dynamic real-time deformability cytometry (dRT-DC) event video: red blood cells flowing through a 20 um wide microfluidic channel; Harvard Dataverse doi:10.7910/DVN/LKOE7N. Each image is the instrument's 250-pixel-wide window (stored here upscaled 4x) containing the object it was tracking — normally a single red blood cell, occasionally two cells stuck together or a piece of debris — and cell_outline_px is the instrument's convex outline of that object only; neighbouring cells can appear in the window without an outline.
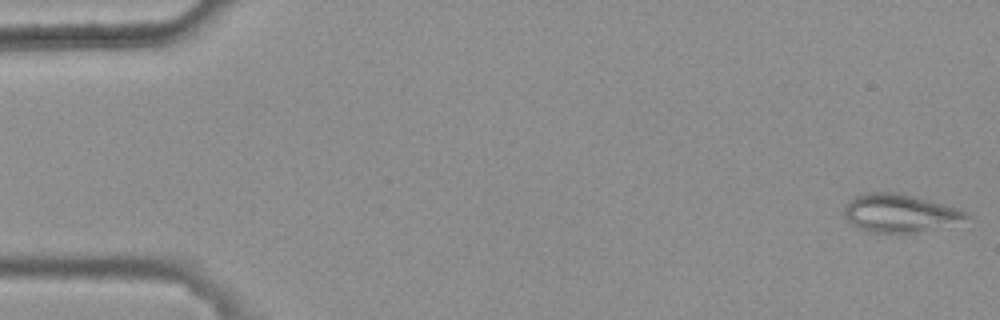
{"species": "common noctule bat (a hibernating species)", "species_latin": "Nyctalus noctula", "temperature_condition": "warm", "stored_images_in_passage": 4, "camera_frame_rate_fps": 3000, "um_per_image_px": 0.085, "animal": {"sex": "female", "body_mass_g": 25.1}, "frame": {"image": 1, "passage_image": 1, "time_ms": 0.0, "image_size_px": [1000, 320], "cell_outline_px": [[972, 216], [912, 232], [868, 232], [852, 224], [844, 216], [844, 208], [848, 200], [864, 192], [896, 192], [916, 196], [944, 204], [956, 208]], "centroid_in_image_um": [76.33, 18.06], "position_along_channel_um": 8.7, "area_um2": 26.13}}